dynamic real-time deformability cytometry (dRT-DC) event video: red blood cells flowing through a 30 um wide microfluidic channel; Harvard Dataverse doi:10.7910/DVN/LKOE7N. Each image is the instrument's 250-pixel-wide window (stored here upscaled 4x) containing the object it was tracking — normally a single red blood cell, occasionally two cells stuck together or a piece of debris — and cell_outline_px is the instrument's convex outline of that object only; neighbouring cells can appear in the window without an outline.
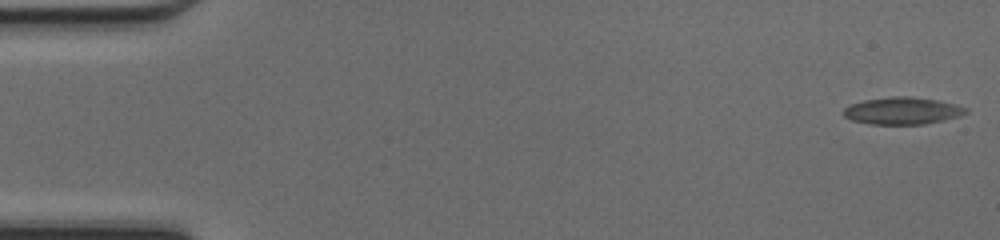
{"species": "common noctule bat (a hibernating species)", "species_latin": "Nyctalus noctula", "temperature_condition": "cold", "stored_images_in_passage": 48, "camera_frame_rate_fps": 3000, "um_per_image_px": 0.085, "animal": {"sex": "female", "body_mass_g": 17.0, "forearm_length_mm": 48.0}, "frame": {"image": 1, "passage_image": 1, "time_ms": 0.0, "image_size_px": [1000, 240], "cell_outline_px": [[968, 112], [960, 116], [924, 124], [872, 124], [852, 120], [844, 116], [844, 108], [852, 104], [864, 100], [892, 96], [912, 96], [936, 100], [956, 104], [968, 108]], "centroid_in_image_um": [76.73, 9.41], "position_along_channel_um": 8.3, "area_um2": 19.25}}
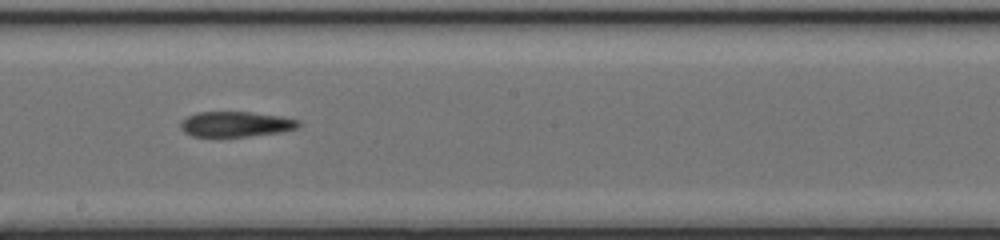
{"frame": {"image": 2, "passage_image": 27, "time_ms": 8.667, "image_size_px": [1000, 240], "cell_outline_px": [[300, 124], [296, 128], [280, 132], [248, 136], [192, 136], [184, 132], [180, 128], [180, 124], [188, 116], [196, 112], [248, 112], [280, 116], [300, 120]], "centroid_in_image_um": [20.03, 10.55], "position_along_channel_um": 228.2, "area_um2": 17.17}}
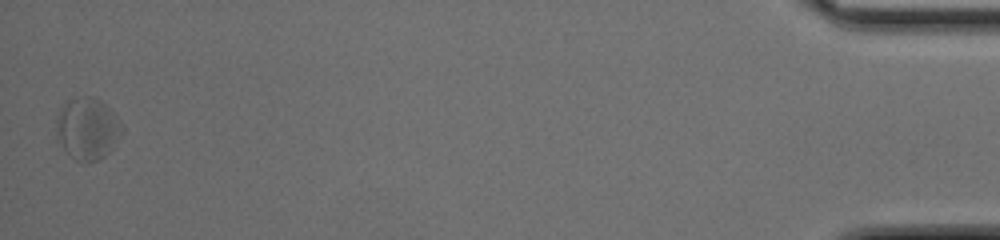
{"frame": {"image": 3, "passage_image": 48, "time_ms": 15.667, "image_size_px": [1000, 240], "cell_outline_px": [[124, 132], [112, 148], [104, 156], [88, 164], [80, 164], [56, 140], [56, 116], [68, 100], [84, 96], [92, 96], [100, 100], [120, 120], [124, 128]], "centroid_in_image_um": [7.44, 10.96], "position_along_channel_um": 427.8, "area_um2": 23.87}, "authors_computed_cell_mechanics": {"area_um2": 18.2937, "velocity_mm_per_s": 4.2472, "shape_relaxation_time_tau1_ms": null, "shape_relaxation_time_tau2_ms": 6.2237, "deformation_change_tau1": null, "deformation_change_tau2": 0.168}}